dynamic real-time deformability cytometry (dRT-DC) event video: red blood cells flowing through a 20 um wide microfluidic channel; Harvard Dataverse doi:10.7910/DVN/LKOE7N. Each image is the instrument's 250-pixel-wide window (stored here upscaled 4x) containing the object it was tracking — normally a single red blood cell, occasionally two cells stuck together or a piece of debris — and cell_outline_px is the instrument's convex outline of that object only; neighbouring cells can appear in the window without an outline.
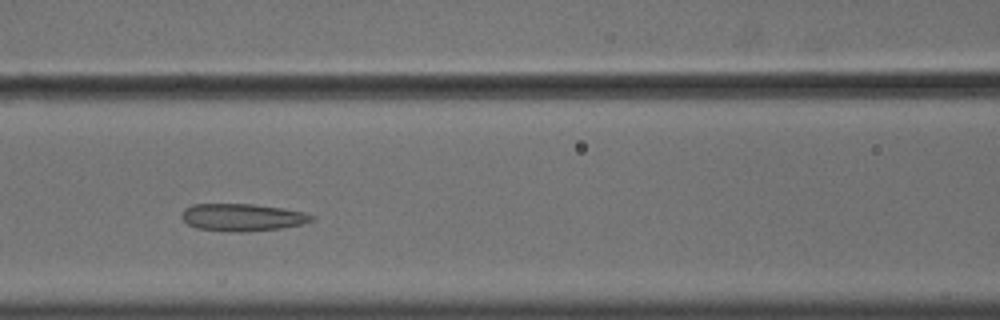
{"species": "common noctule bat (a hibernating species)", "species_latin": "Nyctalus noctula", "temperature_condition": "cold", "stored_images_in_passage": 46, "camera_frame_rate_fps": 3000, "um_per_image_px": 0.085, "animal": {"sex": "male", "body_mass_g": 18.8}, "frame": {"image": 1, "passage_image": 17, "time_ms": 5.333, "image_size_px": [1000, 320], "cell_outline_px": [[316, 220], [300, 224], [280, 228], [244, 232], [224, 232], [196, 228], [188, 224], [180, 216], [180, 212], [184, 208], [192, 204], [252, 204], [280, 208], [304, 212], [316, 216]], "centroid_in_image_um": [20.56, 18.48], "position_along_channel_um": 146.0, "area_um2": 20.92}}
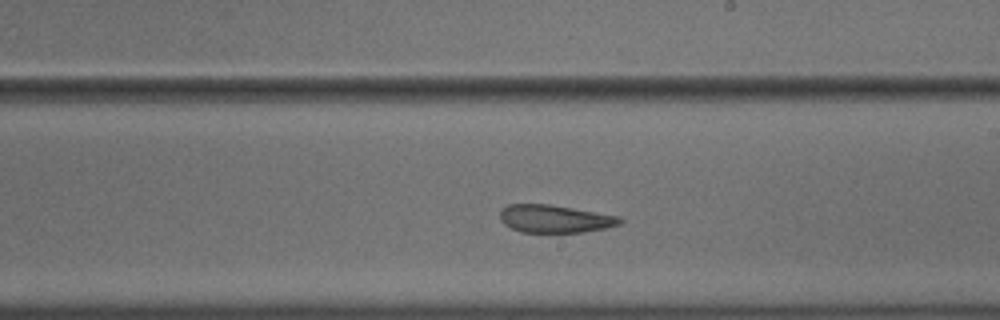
{"frame": {"image": 2, "passage_image": 25, "time_ms": 8.0, "image_size_px": [1000, 320], "cell_outline_px": [[624, 220], [620, 224], [604, 228], [584, 232], [520, 232], [504, 224], [500, 220], [500, 212], [508, 204], [548, 204], [620, 216]], "centroid_in_image_um": [47.16, 18.6], "position_along_channel_um": 241.8, "area_um2": 19.31}}
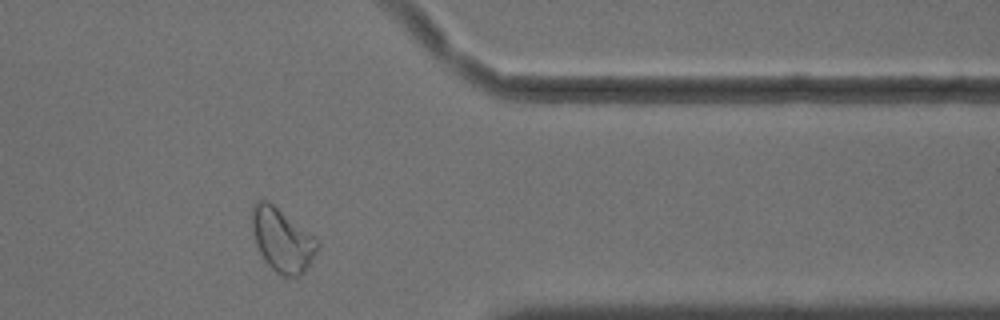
{"frame": {"image": 3, "passage_image": 38, "time_ms": 12.333, "image_size_px": [1000, 320], "cell_outline_px": [[320, 248], [308, 268], [296, 280], [280, 276], [264, 260], [256, 244], [252, 228], [252, 208], [256, 200], [268, 200], [316, 236], [320, 240]], "centroid_in_image_um": [24.04, 20.44], "position_along_channel_um": 387.4, "area_um2": 24.91}}